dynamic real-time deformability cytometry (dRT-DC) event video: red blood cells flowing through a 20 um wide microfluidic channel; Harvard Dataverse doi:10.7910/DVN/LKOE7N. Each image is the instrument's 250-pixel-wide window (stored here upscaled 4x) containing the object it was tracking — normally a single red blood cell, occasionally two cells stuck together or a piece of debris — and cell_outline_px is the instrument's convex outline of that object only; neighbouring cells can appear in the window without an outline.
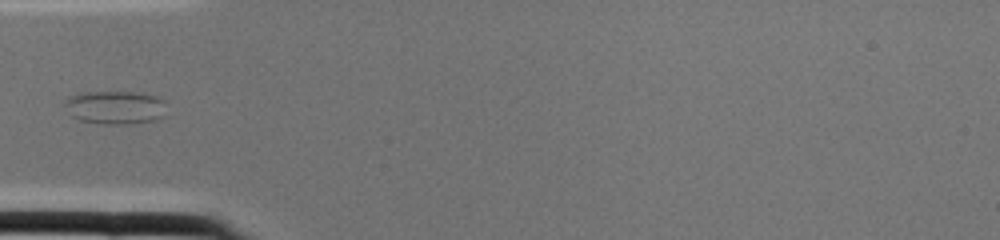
{"species": "common noctule bat (a hibernating species)", "species_latin": "Nyctalus noctula", "temperature_condition": "cold", "stored_images_in_passage": 2, "camera_frame_rate_fps": 3000, "um_per_image_px": 0.085, "animal": {"sex": "female", "body_mass_g": 22.0, "forearm_length_mm": 56.7}, "frame": {"image": 1, "passage_image": 2, "time_ms": 0.333, "image_size_px": [1000, 240], "cell_outline_px": [[164, 116], [156, 120], [128, 124], [100, 124], [80, 120], [72, 116], [64, 104], [64, 100], [72, 96], [84, 92], [136, 92], [160, 96], [164, 100]], "centroid_in_image_um": [9.82, 9.13], "position_along_channel_um": 75.2, "area_um2": 19.88}}